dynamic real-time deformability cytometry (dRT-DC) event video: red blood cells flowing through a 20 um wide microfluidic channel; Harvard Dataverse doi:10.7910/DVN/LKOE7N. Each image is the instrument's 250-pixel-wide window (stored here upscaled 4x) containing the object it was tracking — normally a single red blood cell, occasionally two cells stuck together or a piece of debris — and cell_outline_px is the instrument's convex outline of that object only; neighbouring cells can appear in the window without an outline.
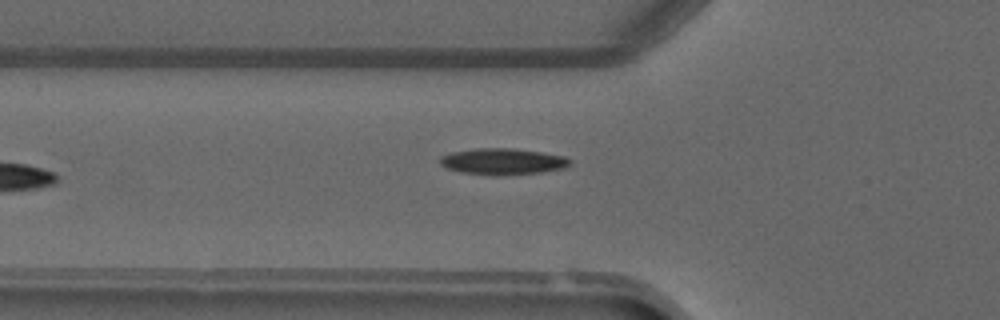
{"species": "common noctule bat (a hibernating species)", "species_latin": "Nyctalus noctula", "temperature_condition": "warm", "stored_images_in_passage": 6, "segment_of_instrument_passage": [1, 2], "camera_frame_rate_fps": 3000, "um_per_image_px": 0.085, "animal": {"sex": "male", "forearm_length_mm": 52.5}, "frame": {"image": 1, "passage_image": 5, "time_ms": 4.667, "image_size_px": [1000, 320], "cell_outline_px": [[572, 164], [564, 168], [544, 172], [460, 172], [444, 168], [440, 164], [440, 156], [452, 152], [476, 148], [512, 148], [540, 152], [564, 156], [572, 160]], "centroid_in_image_um": [42.74, 13.67], "position_along_channel_um": 83.1, "area_um2": 18.96}}